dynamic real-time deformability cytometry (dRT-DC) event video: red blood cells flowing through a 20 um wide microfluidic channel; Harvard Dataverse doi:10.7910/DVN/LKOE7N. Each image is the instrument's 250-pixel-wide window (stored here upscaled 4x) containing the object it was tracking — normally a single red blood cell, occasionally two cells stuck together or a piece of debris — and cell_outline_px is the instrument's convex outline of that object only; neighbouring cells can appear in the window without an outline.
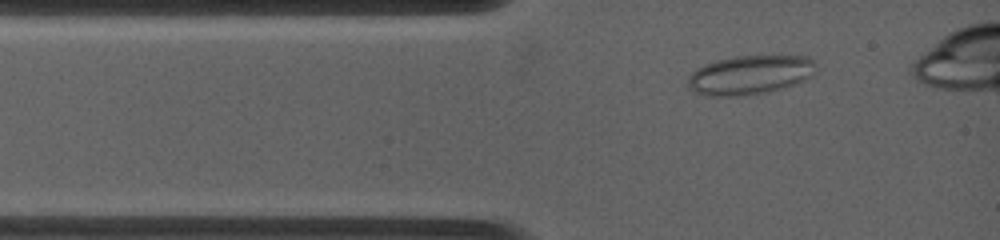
{"species": "common noctule bat (a hibernating species)", "species_latin": "Nyctalus noctula", "temperature_condition": "warm", "stored_images_in_passage": 9, "camera_frame_rate_fps": 4500, "um_per_image_px": 0.085, "animal": {"sex": "female", "body_mass_g": 19.0, "forearm_length_mm": 53.3}, "frame": {"image": 1, "passage_image": 2, "time_ms": 0.444, "image_size_px": [1000, 240], "cell_outline_px": [[816, 64], [812, 76], [796, 84], [784, 88], [768, 92], [744, 96], [704, 96], [688, 88], [688, 76], [696, 68], [704, 64], [716, 60], [736, 56], [808, 56]], "centroid_in_image_um": [63.72, 6.38], "position_along_channel_um": 21.3, "area_um2": 29.48}}
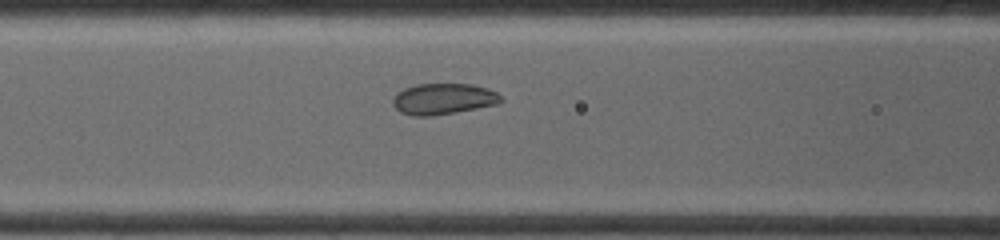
{"frame": {"image": 2, "passage_image": 8, "time_ms": 3.556, "image_size_px": [1000, 240], "cell_outline_px": [[504, 100], [500, 104], [456, 112], [432, 116], [412, 116], [400, 112], [392, 104], [392, 100], [404, 88], [416, 84], [472, 84], [488, 88], [496, 92]], "centroid_in_image_um": [37.72, 8.41], "position_along_channel_um": 128.9, "area_um2": 19.65}}